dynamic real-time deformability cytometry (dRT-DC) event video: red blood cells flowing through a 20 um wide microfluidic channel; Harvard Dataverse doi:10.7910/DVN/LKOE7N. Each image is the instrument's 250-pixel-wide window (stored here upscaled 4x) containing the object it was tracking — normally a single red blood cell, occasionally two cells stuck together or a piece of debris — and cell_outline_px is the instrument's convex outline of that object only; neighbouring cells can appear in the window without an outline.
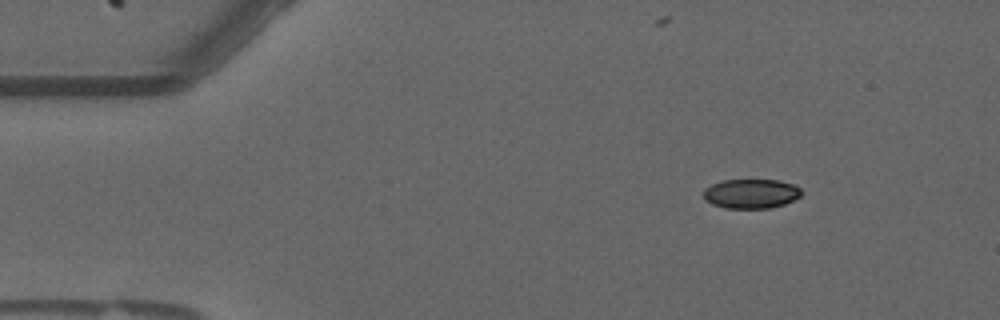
{"species": "common noctule bat (a hibernating species)", "species_latin": "Nyctalus noctula", "temperature_condition": "warm", "stored_images_in_passage": 50, "camera_frame_rate_fps": 3000, "um_per_image_px": 0.085, "animal": {"sex": "male", "forearm_length_mm": 52.5}, "frame": {"image": 1, "passage_image": 1, "time_ms": 0.0, "image_size_px": [1000, 320], "cell_outline_px": [[800, 196], [784, 204], [768, 208], [724, 208], [712, 204], [704, 200], [704, 188], [712, 184], [724, 180], [776, 180], [792, 184], [800, 188]], "centroid_in_image_um": [63.79, 16.46], "position_along_channel_um": 21.2, "area_um2": 16.65}}
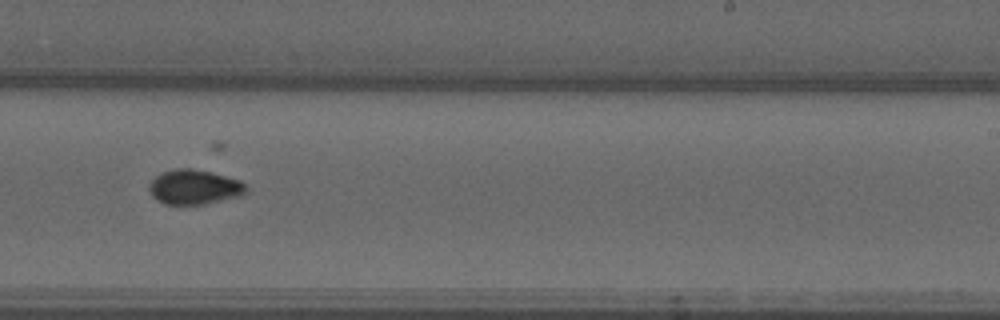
{"frame": {"image": 2, "passage_image": 28, "time_ms": 9.0, "image_size_px": [1000, 320], "cell_outline_px": [[248, 192], [240, 196], [208, 204], [180, 208], [164, 204], [156, 200], [152, 196], [148, 188], [148, 184], [156, 176], [164, 172], [176, 168], [188, 168], [208, 172], [240, 180], [244, 184]], "centroid_in_image_um": [16.47, 15.97], "position_along_channel_um": 272.5, "area_um2": 20.17}}
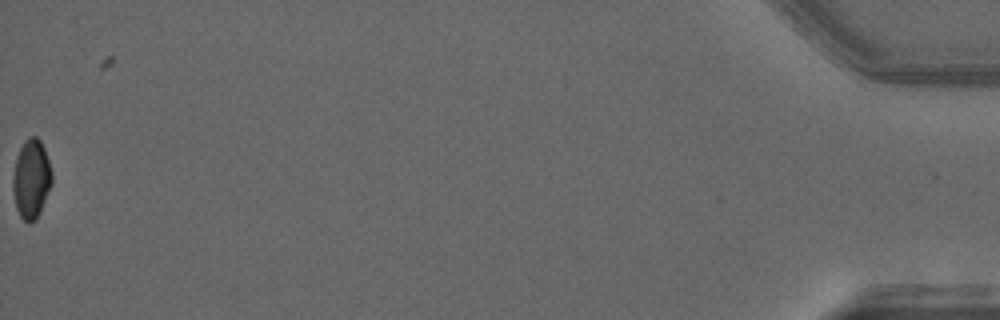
{"frame": {"image": 3, "passage_image": 50, "time_ms": 16.333, "image_size_px": [1000, 320], "cell_outline_px": [[52, 184], [40, 212], [36, 220], [32, 224], [28, 224], [20, 216], [16, 208], [12, 192], [12, 176], [16, 156], [24, 140], [28, 136], [36, 136], [40, 140], [44, 148], [52, 172]], "centroid_in_image_um": [2.64, 15.23], "position_along_channel_um": 432.6, "area_um2": 18.32}, "authors_computed_cell_mechanics": {"area_um2": 18.5538, "velocity_mm_per_s": 3.6611, "shape_relaxation_time_tau1_ms": null, "shape_relaxation_time_tau2_ms": 1.3286, "deformation_change_tau1": null, "deformation_change_tau2": 0.0403}}